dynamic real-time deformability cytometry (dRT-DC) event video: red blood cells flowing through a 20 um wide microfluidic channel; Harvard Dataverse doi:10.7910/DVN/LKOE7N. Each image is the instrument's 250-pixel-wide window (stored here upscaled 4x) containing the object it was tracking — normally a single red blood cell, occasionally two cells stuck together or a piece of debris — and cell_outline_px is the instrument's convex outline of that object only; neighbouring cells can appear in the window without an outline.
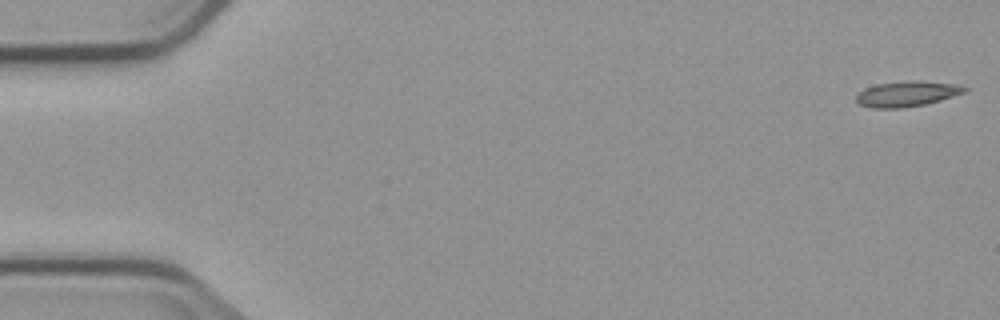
{"species": "common noctule bat (a hibernating species)", "species_latin": "Nyctalus noctula", "temperature_condition": "cold", "stored_images_in_passage": 4, "camera_frame_rate_fps": 3000, "um_per_image_px": 0.085, "animal": {"sex": "male", "body_mass_g": 23.1, "forearm_length_mm": 52.7}, "frame": {"image": 1, "passage_image": 1, "time_ms": 0.0, "image_size_px": [1000, 320], "cell_outline_px": [[968, 92], [940, 100], [924, 104], [900, 108], [872, 108], [860, 104], [856, 100], [856, 96], [864, 88], [876, 84], [916, 80], [960, 84], [968, 88]], "centroid_in_image_um": [77.14, 7.97], "position_along_channel_um": 7.9, "area_um2": 16.07}}